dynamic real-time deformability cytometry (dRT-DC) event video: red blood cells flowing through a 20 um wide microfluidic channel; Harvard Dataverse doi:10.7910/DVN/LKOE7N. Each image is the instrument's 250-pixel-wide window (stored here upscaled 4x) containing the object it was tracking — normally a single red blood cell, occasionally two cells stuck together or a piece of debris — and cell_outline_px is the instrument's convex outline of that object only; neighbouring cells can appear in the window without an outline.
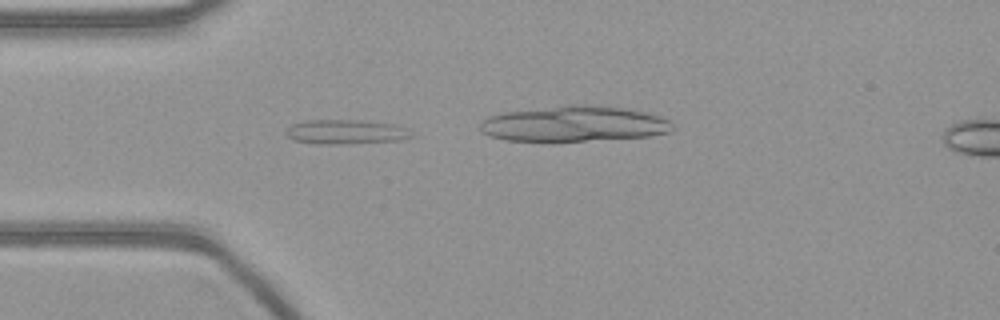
{"species": "common noctule bat (a hibernating species)", "species_latin": "Nyctalus noctula", "temperature_condition": "warm", "stored_images_in_passage": 38, "camera_frame_rate_fps": 3000, "um_per_image_px": 0.085, "animal": {"sex": "female", "body_mass_g": 21.9}, "frame": {"image": 1, "passage_image": 11, "time_ms": 3.333, "image_size_px": [1000, 320], "cell_outline_px": [[412, 136], [400, 140], [348, 144], [316, 144], [292, 140], [284, 132], [292, 124], [304, 120], [360, 120], [392, 124], [408, 128]], "centroid_in_image_um": [29.35, 11.21], "position_along_channel_um": 55.6, "area_um2": 17.98}}
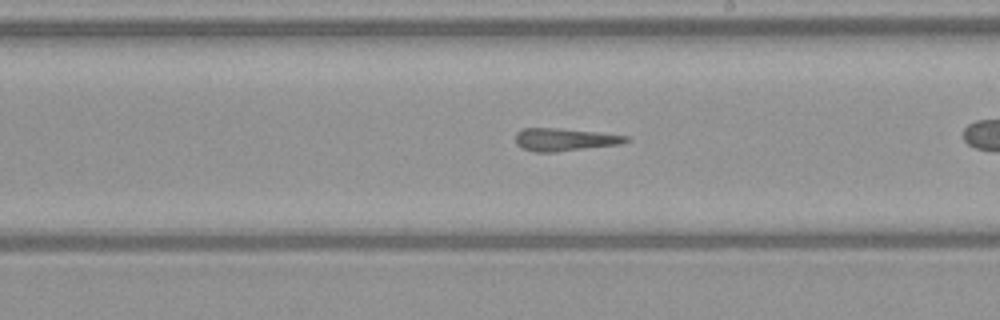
{"frame": {"image": 2, "passage_image": 26, "time_ms": 8.333, "image_size_px": [1000, 320], "cell_outline_px": [[632, 140], [620, 144], [556, 152], [536, 152], [520, 148], [516, 144], [516, 132], [524, 128], [560, 128], [596, 132], [628, 136]], "centroid_in_image_um": [47.98, 11.86], "position_along_channel_um": 241.0, "area_um2": 14.68}}
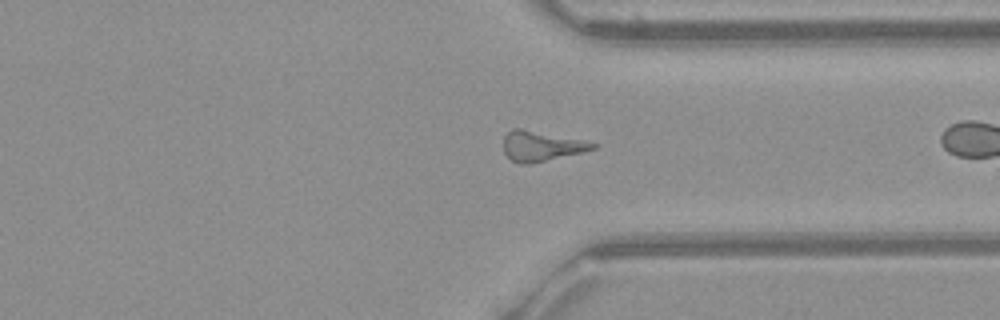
{"frame": {"image": 3, "passage_image": 36, "time_ms": 11.667, "image_size_px": [1000, 320], "cell_outline_px": [[600, 144], [596, 148], [584, 152], [528, 164], [520, 164], [512, 160], [504, 152], [504, 136], [512, 128], [520, 128]], "centroid_in_image_um": [46.0, 12.42], "position_along_channel_um": 365.4, "area_um2": 15.37}}